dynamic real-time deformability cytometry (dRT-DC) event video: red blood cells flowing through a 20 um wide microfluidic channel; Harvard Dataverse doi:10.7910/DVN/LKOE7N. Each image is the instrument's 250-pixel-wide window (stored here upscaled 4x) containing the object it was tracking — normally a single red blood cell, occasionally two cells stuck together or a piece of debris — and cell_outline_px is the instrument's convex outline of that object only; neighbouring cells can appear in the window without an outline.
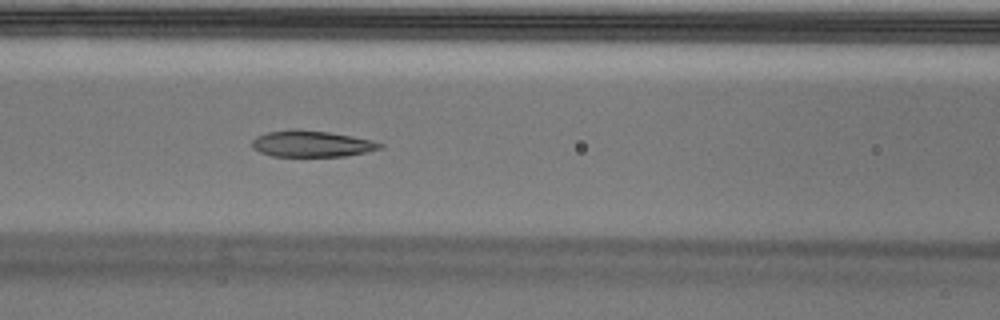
{"species": "Egyptian fruit bat (a non-hibernating species)", "species_latin": "Rousettus aegyptiacus", "temperature_condition": "cold", "stored_images_in_passage": 57, "camera_frame_rate_fps": 3000, "um_per_image_px": 0.085, "animal": {"sex": "male"}, "frame": {"image": 1, "passage_image": 24, "time_ms": 7.667, "image_size_px": [1000, 320], "cell_outline_px": [[384, 144], [380, 148], [364, 152], [344, 156], [272, 156], [260, 152], [252, 148], [252, 140], [256, 136], [268, 132], [292, 128], [296, 128], [328, 132], [352, 136], [372, 140]], "centroid_in_image_um": [26.44, 12.21], "position_along_channel_um": 140.2, "area_um2": 19.59}}
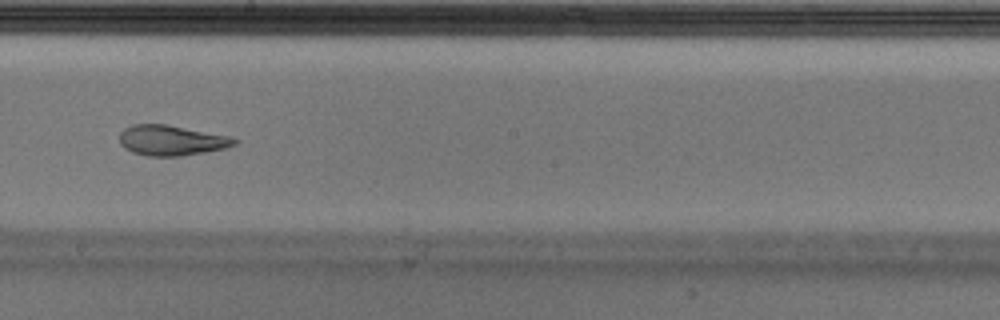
{"frame": {"image": 2, "passage_image": 32, "time_ms": 10.333, "image_size_px": [1000, 320], "cell_outline_px": [[240, 140], [236, 144], [224, 148], [204, 152], [180, 156], [148, 156], [132, 152], [124, 148], [120, 144], [120, 132], [124, 128], [132, 124], [168, 124], [232, 136]], "centroid_in_image_um": [14.58, 11.92], "position_along_channel_um": 233.6, "area_um2": 20.52}}
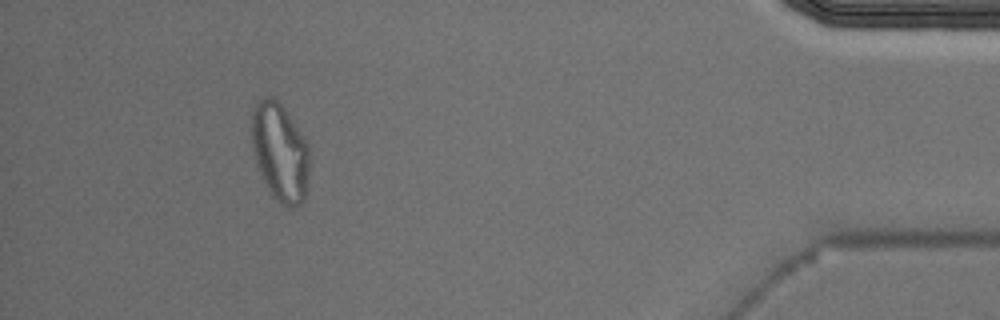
{"frame": {"image": 3, "passage_image": 52, "time_ms": 17.0, "image_size_px": [1000, 320], "cell_outline_px": [[308, 180], [304, 200], [296, 208], [288, 208], [276, 200], [272, 196], [264, 180], [256, 160], [252, 148], [252, 108], [264, 96], [272, 96], [284, 108], [308, 144]], "centroid_in_image_um": [23.8, 12.95], "position_along_channel_um": 411.4, "area_um2": 32.77}, "authors_computed_cell_mechanics": {"area_um2": 21.1548, "velocity_mm_per_s": 3.512, "shape_relaxation_time_tau1_ms": null, "shape_relaxation_time_tau2_ms": 1.8833, "deformation_change_tau1": null, "deformation_change_tau2": 0.0836}}